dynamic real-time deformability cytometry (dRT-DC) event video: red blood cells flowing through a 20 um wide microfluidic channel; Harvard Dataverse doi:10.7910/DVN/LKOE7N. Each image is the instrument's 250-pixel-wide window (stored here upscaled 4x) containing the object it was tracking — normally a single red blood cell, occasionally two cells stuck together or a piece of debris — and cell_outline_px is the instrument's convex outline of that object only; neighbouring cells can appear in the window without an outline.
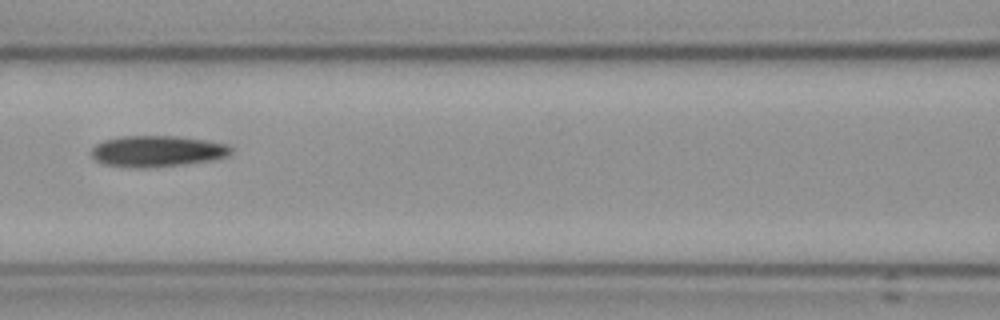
{"species": "Egyptian fruit bat (a non-hibernating species)", "species_latin": "Rousettus aegyptiacus", "temperature_condition": "cold", "stored_images_in_passage": 11, "camera_frame_rate_fps": 3000, "um_per_image_px": 0.085, "frame": {"image": 1, "passage_image": 4, "time_ms": 3.333, "image_size_px": [1000, 320], "cell_outline_px": [[232, 152], [228, 156], [208, 160], [180, 164], [144, 168], [140, 168], [104, 164], [96, 160], [92, 156], [92, 148], [96, 144], [104, 140], [124, 136], [176, 136], [208, 140], [224, 144], [232, 148]], "centroid_in_image_um": [13.35, 12.84], "position_along_channel_um": 153.3, "area_um2": 24.97}}
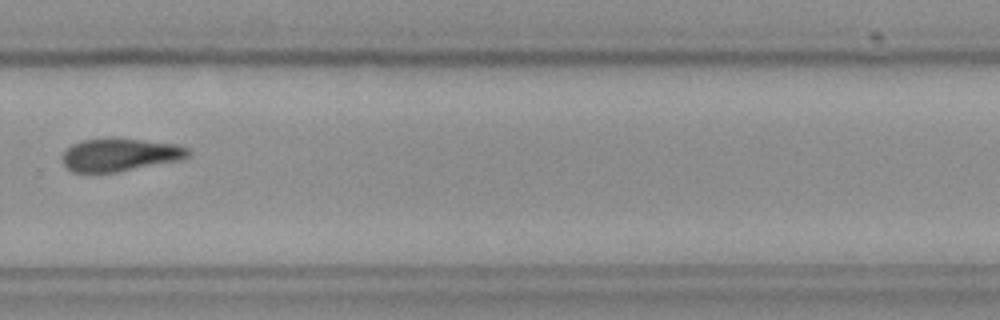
{"frame": {"image": 2, "passage_image": 8, "time_ms": 8.0, "image_size_px": [1000, 320], "cell_outline_px": [[188, 156], [180, 160], [116, 172], [72, 172], [64, 164], [64, 152], [72, 144], [80, 140], [112, 136], [176, 144], [188, 148]], "centroid_in_image_um": [10.18, 13.12], "position_along_channel_um": 319.6, "area_um2": 24.22}}